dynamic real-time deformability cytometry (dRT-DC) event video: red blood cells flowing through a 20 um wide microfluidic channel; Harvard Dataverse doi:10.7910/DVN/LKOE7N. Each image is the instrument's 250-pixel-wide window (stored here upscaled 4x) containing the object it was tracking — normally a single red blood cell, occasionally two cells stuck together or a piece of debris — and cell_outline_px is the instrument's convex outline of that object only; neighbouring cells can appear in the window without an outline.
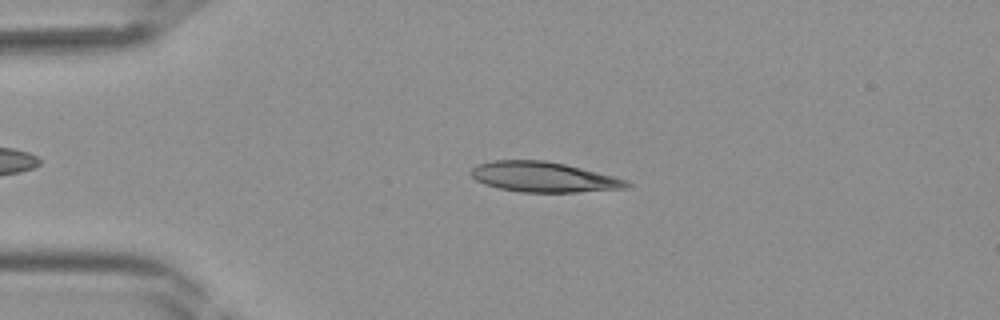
{"species": "Egyptian fruit bat (a non-hibernating species)", "species_latin": "Rousettus aegyptiacus", "temperature_condition": "room temperature", "stored_images_in_passage": 35, "camera_frame_rate_fps": 3000, "um_per_image_px": 0.085, "frame": {"image": 1, "passage_image": 8, "time_ms": 2.333, "image_size_px": [1000, 320], "cell_outline_px": [[632, 184], [628, 188], [576, 192], [520, 192], [500, 188], [484, 184], [476, 180], [468, 172], [476, 164], [492, 160], [544, 160], [564, 164], [628, 180]], "centroid_in_image_um": [46.16, 15.04], "position_along_channel_um": 38.8, "area_um2": 27.34}}
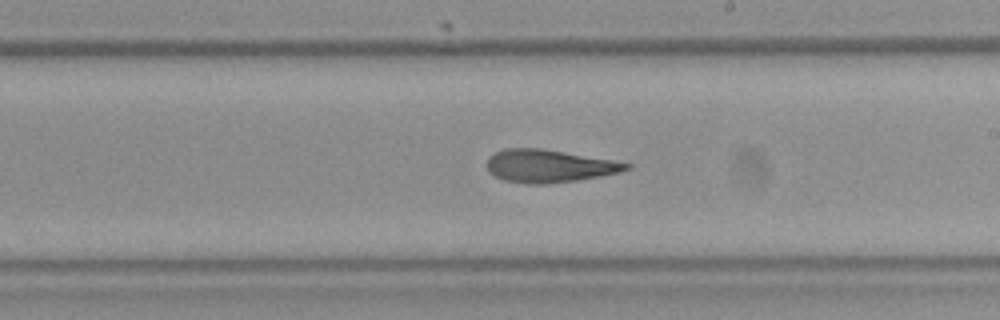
{"frame": {"image": 2, "passage_image": 22, "time_ms": 7.0, "image_size_px": [1000, 320], "cell_outline_px": [[632, 168], [620, 172], [600, 176], [576, 180], [544, 184], [532, 184], [504, 180], [488, 172], [488, 156], [504, 148], [540, 148], [612, 160], [632, 164]], "centroid_in_image_um": [46.66, 14.1], "position_along_channel_um": 242.3, "area_um2": 26.36}}
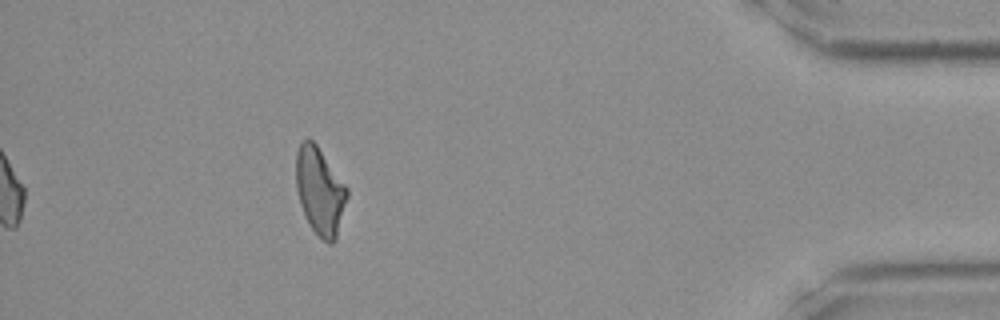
{"frame": {"image": 3, "passage_image": 35, "time_ms": 11.333, "image_size_px": [1000, 320], "cell_outline_px": [[348, 196], [336, 240], [332, 244], [328, 244], [312, 228], [300, 204], [296, 188], [296, 152], [300, 144], [308, 136], [316, 144], [348, 188]], "centroid_in_image_um": [27.2, 16.22], "position_along_channel_um": 408.0, "area_um2": 25.78}}